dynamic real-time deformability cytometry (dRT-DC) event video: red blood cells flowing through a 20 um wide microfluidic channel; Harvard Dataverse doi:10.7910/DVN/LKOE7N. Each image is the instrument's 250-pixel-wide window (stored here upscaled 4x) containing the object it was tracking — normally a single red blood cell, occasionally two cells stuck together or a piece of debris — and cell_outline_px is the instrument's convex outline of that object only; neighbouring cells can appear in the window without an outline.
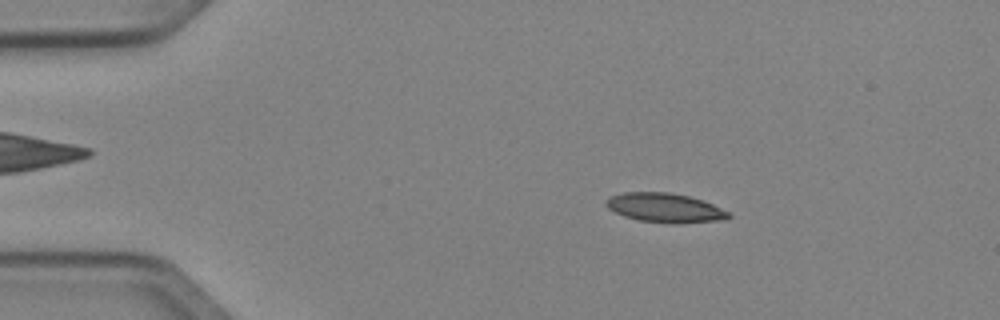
{"species": "Egyptian fruit bat (a non-hibernating species)", "species_latin": "Rousettus aegyptiacus", "temperature_condition": "cold", "stored_images_in_passage": 43, "camera_frame_rate_fps": 3000, "um_per_image_px": 0.085, "animal": {"sex": "female"}, "frame": {"image": 1, "passage_image": 1, "time_ms": 0.0, "image_size_px": [1000, 320], "cell_outline_px": [[732, 216], [728, 220], [672, 224], [640, 220], [624, 216], [608, 208], [604, 204], [604, 200], [612, 196], [624, 192], [668, 192], [688, 196], [704, 200], [728, 212]], "centroid_in_image_um": [56.54, 17.67], "position_along_channel_um": 28.5, "area_um2": 20.98}}
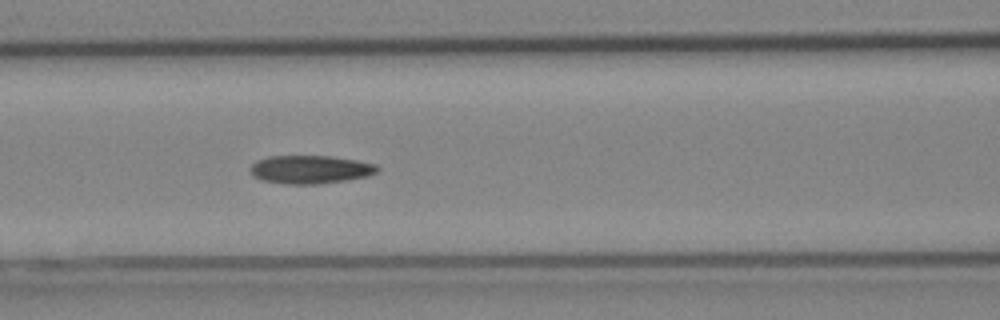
{"frame": {"image": 2, "passage_image": 14, "time_ms": 4.333, "image_size_px": [1000, 320], "cell_outline_px": [[380, 172], [368, 176], [348, 180], [320, 184], [284, 184], [264, 180], [252, 176], [248, 168], [256, 160], [268, 156], [332, 156], [356, 160], [376, 164], [380, 168]], "centroid_in_image_um": [26.39, 14.41], "position_along_channel_um": 140.2, "area_um2": 21.27}}
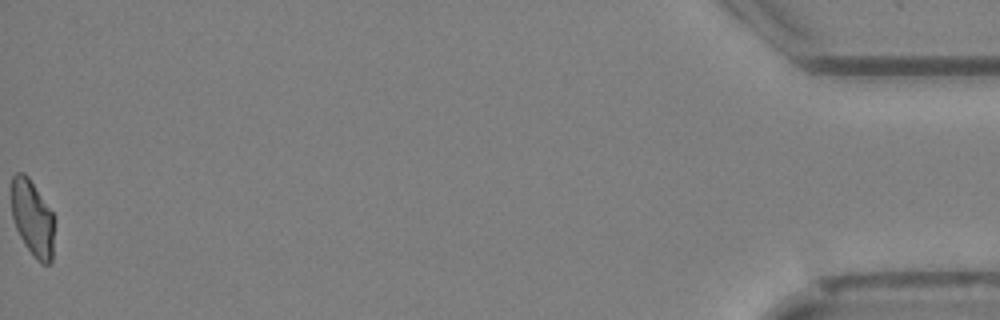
{"frame": {"image": 3, "passage_image": 43, "time_ms": 14.0, "image_size_px": [1000, 320], "cell_outline_px": [[52, 260], [48, 264], [40, 264], [36, 260], [24, 244], [16, 228], [12, 216], [12, 176], [16, 172], [24, 172], [28, 176], [52, 212]], "centroid_in_image_um": [2.73, 18.54], "position_along_channel_um": 432.5, "area_um2": 18.67}, "authors_computed_cell_mechanics": {"area_um2": 20.3456, "velocity_mm_per_s": 4.0374, "shape_relaxation_time_tau1_ms": null, "shape_relaxation_time_tau2_ms": 7.0524, "deformation_change_tau1": null, "deformation_change_tau2": 0.1477}}